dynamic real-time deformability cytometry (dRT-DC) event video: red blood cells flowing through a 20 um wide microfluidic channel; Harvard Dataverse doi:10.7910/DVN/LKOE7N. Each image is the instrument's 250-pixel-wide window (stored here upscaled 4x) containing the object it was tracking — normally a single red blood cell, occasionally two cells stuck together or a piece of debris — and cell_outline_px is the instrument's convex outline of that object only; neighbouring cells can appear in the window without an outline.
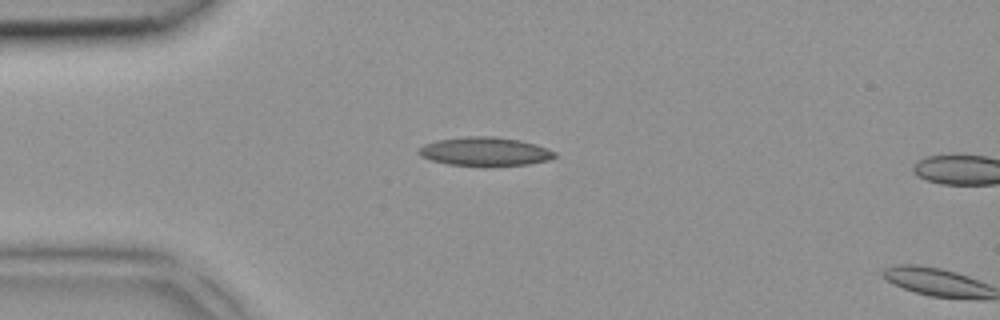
{"species": "common noctule bat (a hibernating species)", "species_latin": "Nyctalus noctula", "temperature_condition": "room temperature", "stored_images_in_passage": 2, "camera_frame_rate_fps": 3000, "um_per_image_px": 0.085, "animal": {"sex": "female", "body_mass_g": 18.4}, "frame": {"image": 1, "passage_image": 1, "time_ms": 0.0, "image_size_px": [1000, 320], "cell_outline_px": [[556, 156], [548, 160], [528, 164], [448, 164], [432, 160], [420, 156], [416, 152], [416, 148], [424, 144], [436, 140], [464, 136], [496, 136], [520, 140], [536, 144], [548, 148], [556, 152]], "centroid_in_image_um": [41.18, 12.84], "position_along_channel_um": 43.8, "area_um2": 22.43}}